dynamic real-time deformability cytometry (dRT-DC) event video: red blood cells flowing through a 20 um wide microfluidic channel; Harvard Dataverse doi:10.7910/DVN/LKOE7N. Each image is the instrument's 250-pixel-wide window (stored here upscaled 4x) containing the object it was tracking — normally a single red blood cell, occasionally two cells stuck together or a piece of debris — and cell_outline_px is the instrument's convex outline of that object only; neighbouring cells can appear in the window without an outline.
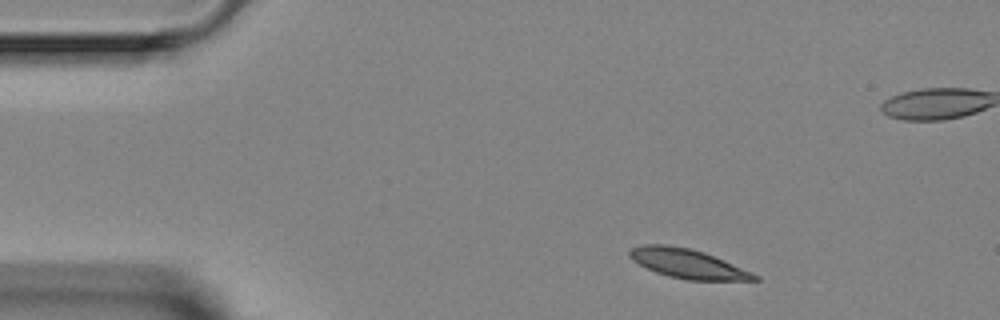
{"species": "Egyptian fruit bat (a non-hibernating species)", "species_latin": "Rousettus aegyptiacus", "temperature_condition": "room temperature", "stored_images_in_passage": 5, "segment_of_instrument_passage": [2, 2], "camera_frame_rate_fps": 3000, "um_per_image_px": 0.085, "animal": {"sex": "female"}, "frame": {"image": 1, "passage_image": 5, "time_ms": 4.667, "image_size_px": [1000, 320], "cell_outline_px": [[760, 280], [688, 280], [668, 276], [656, 272], [632, 260], [628, 256], [628, 252], [632, 248], [644, 244], [668, 244], [688, 248], [704, 252], [752, 272], [760, 276]], "centroid_in_image_um": [58.44, 22.4], "position_along_channel_um": 26.6, "area_um2": 21.15}}